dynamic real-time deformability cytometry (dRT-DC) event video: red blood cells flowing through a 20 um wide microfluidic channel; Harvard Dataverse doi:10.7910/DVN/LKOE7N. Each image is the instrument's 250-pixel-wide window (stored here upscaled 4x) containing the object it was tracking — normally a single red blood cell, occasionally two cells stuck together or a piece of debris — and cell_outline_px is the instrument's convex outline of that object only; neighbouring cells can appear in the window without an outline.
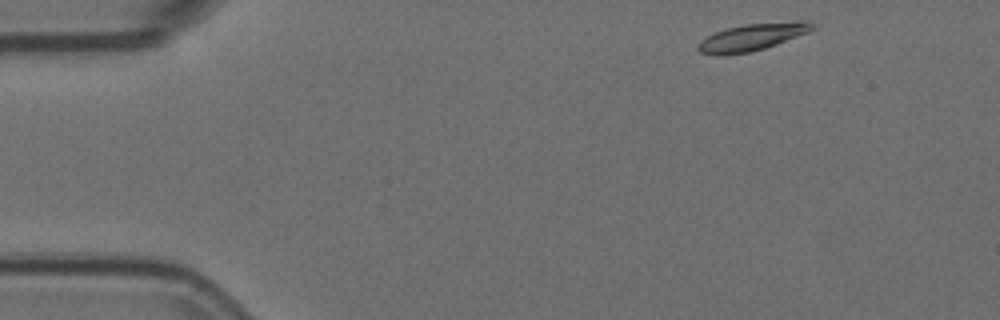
{"species": "Egyptian fruit bat (a non-hibernating species)", "species_latin": "Rousettus aegyptiacus", "temperature_condition": "room temperature", "stored_images_in_passage": 49, "camera_frame_rate_fps": 3000, "um_per_image_px": 0.085, "animal": {"sex": "female"}, "frame": {"image": 1, "passage_image": 1, "time_ms": 0.0, "image_size_px": [1000, 320], "cell_outline_px": [[816, 28], [808, 32], [776, 44], [764, 48], [748, 52], [720, 56], [716, 56], [700, 52], [696, 48], [696, 44], [700, 40], [716, 32], [728, 28], [744, 24], [796, 20], [808, 20], [816, 24]], "centroid_in_image_um": [63.96, 3.14], "position_along_channel_um": 21.0, "area_um2": 18.26}}
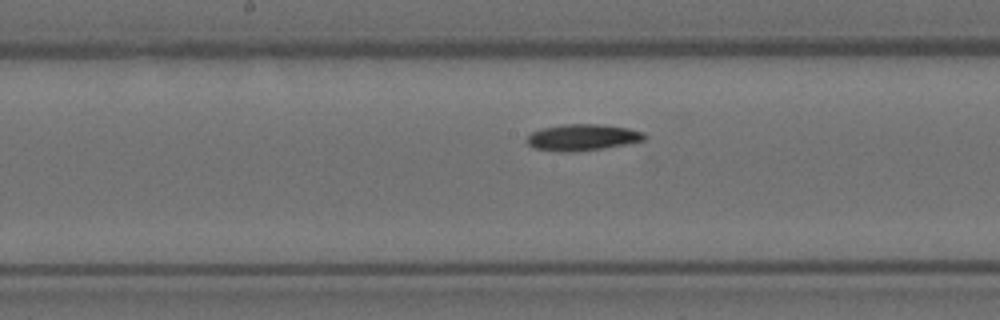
{"frame": {"image": 2, "passage_image": 22, "time_ms": 7.0, "image_size_px": [1000, 320], "cell_outline_px": [[648, 136], [644, 140], [604, 148], [576, 152], [560, 152], [532, 148], [524, 140], [532, 132], [540, 128], [564, 124], [600, 124], [628, 128], [644, 132]], "centroid_in_image_um": [49.47, 11.68], "position_along_channel_um": 198.7, "area_um2": 18.32}}
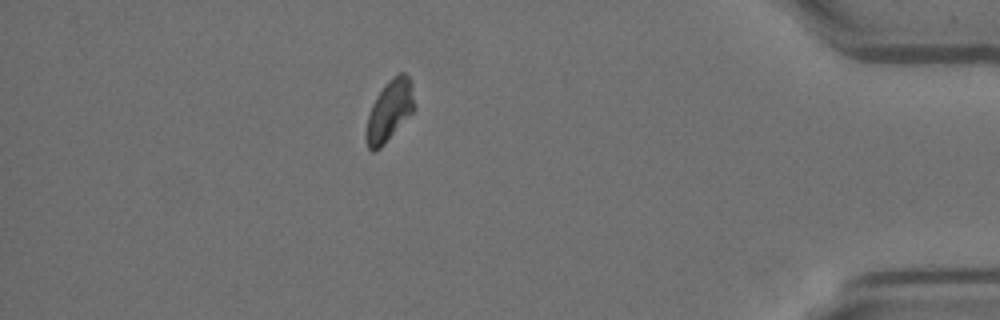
{"frame": {"image": 3, "passage_image": 42, "time_ms": 13.667, "image_size_px": [1000, 320], "cell_outline_px": [[416, 108], [384, 144], [376, 152], [372, 152], [368, 148], [364, 136], [364, 132], [368, 116], [372, 104], [376, 96], [388, 80], [392, 76], [400, 72], [404, 72], [408, 76], [412, 84]], "centroid_in_image_um": [33.09, 9.41], "position_along_channel_um": 402.1, "area_um2": 17.4}, "authors_computed_cell_mechanics": {"area_um2": 17.7446, "velocity_mm_per_s": 3.7223, "shape_relaxation_time_tau1_ms": 5.2654, "shape_relaxation_time_tau2_ms": null, "deformation_change_tau1": 0.1678, "deformation_change_tau2": null}}